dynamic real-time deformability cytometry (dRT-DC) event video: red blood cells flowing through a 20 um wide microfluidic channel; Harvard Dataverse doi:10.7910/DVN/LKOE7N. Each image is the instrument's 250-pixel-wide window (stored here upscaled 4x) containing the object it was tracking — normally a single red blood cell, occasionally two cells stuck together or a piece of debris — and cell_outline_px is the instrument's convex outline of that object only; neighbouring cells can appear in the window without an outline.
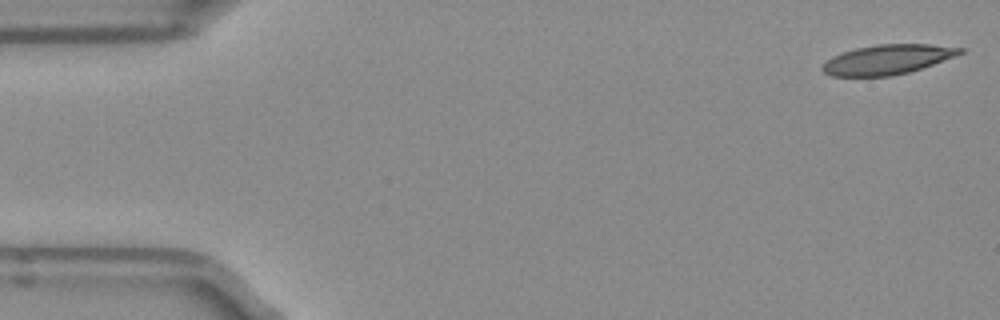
{"species": "Egyptian fruit bat (a non-hibernating species)", "species_latin": "Rousettus aegyptiacus", "temperature_condition": "room temperature", "stored_images_in_passage": 5, "camera_frame_rate_fps": 3000, "um_per_image_px": 0.085, "frame": {"image": 1, "passage_image": 1, "time_ms": 0.0, "image_size_px": [1000, 320], "cell_outline_px": [[964, 52], [932, 64], [908, 72], [892, 76], [832, 76], [824, 72], [820, 68], [832, 56], [856, 48], [876, 44], [928, 44], [964, 48]], "centroid_in_image_um": [75.41, 5.05], "position_along_channel_um": 9.6, "area_um2": 23.47}}